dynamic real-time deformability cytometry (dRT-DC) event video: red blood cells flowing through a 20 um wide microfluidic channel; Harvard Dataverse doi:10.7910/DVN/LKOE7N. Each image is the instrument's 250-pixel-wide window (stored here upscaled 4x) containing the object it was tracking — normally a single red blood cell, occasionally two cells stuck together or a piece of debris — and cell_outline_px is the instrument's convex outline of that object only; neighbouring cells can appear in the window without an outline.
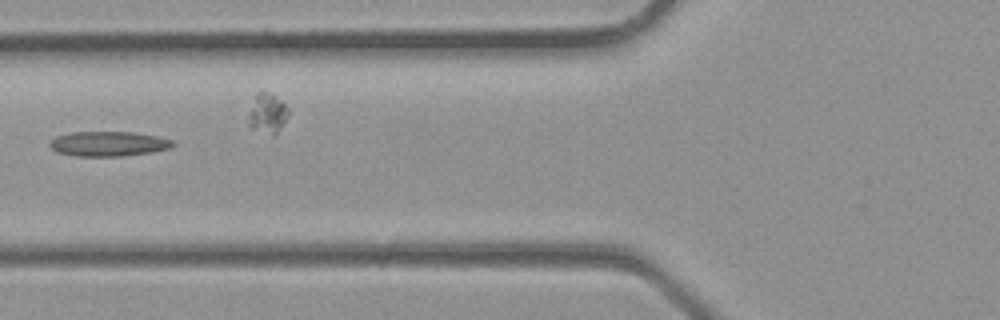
{"species": "common noctule bat (a hibernating species)", "species_latin": "Nyctalus noctula", "temperature_condition": "room temperature", "stored_images_in_passage": 3, "camera_frame_rate_fps": 3000, "um_per_image_px": 0.085, "animal": {"sex": "male", "body_mass_g": 23.1, "forearm_length_mm": 52.7}, "frame": {"image": 1, "passage_image": 3, "time_ms": 0.667, "image_size_px": [1000, 320], "cell_outline_px": [[176, 144], [172, 148], [152, 152], [124, 156], [76, 156], [56, 152], [48, 144], [56, 136], [72, 132], [132, 132], [156, 136], [172, 140]], "centroid_in_image_um": [9.24, 12.23], "position_along_channel_um": 116.6, "area_um2": 17.86}}